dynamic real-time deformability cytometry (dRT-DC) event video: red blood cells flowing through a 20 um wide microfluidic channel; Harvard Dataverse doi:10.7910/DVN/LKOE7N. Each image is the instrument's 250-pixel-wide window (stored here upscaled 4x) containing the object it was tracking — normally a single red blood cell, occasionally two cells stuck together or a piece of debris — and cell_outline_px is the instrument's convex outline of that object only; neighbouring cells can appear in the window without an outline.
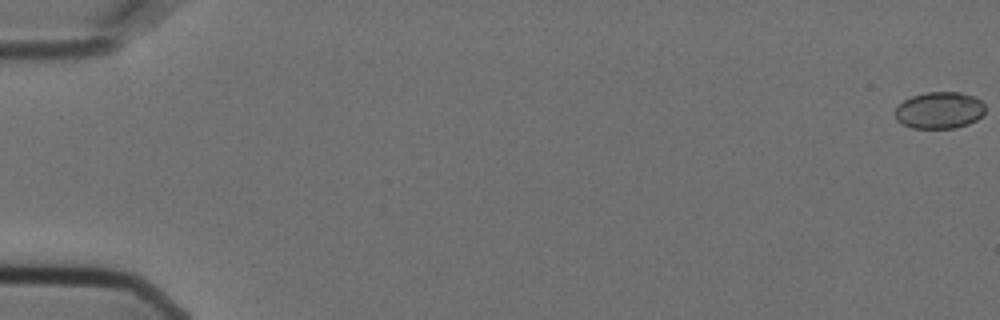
{"species": "Egyptian fruit bat (a non-hibernating species)", "species_latin": "Rousettus aegyptiacus", "temperature_condition": "cold", "stored_images_in_passage": 58, "camera_frame_rate_fps": 3000, "um_per_image_px": 0.085, "animal": {"sex": "female"}, "frame": {"image": 1, "passage_image": 1, "time_ms": 0.0, "image_size_px": [1000, 320], "cell_outline_px": [[984, 112], [976, 120], [968, 124], [956, 128], [912, 128], [896, 120], [896, 108], [904, 100], [912, 96], [928, 92], [960, 92], [972, 96], [980, 100], [984, 104]], "centroid_in_image_um": [79.85, 9.38], "position_along_channel_um": 5.1, "area_um2": 19.13}}
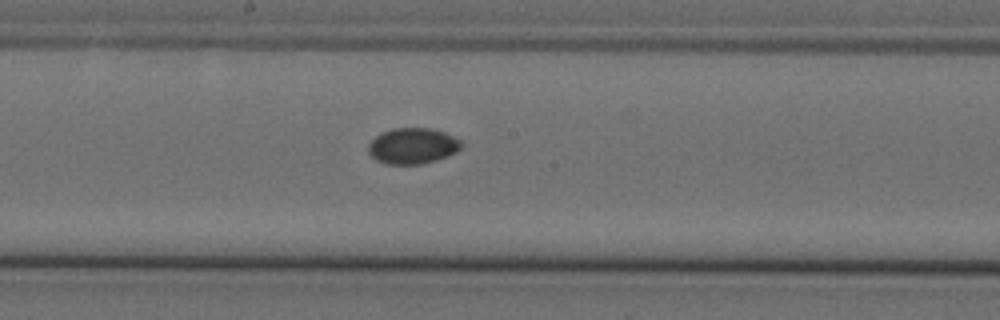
{"frame": {"image": 2, "passage_image": 32, "time_ms": 10.333, "image_size_px": [1000, 320], "cell_outline_px": [[464, 144], [456, 152], [448, 156], [436, 160], [420, 164], [384, 164], [376, 160], [368, 152], [368, 144], [380, 132], [392, 128], [432, 128], [444, 132], [460, 140]], "centroid_in_image_um": [35.06, 12.4], "position_along_channel_um": 213.1, "area_um2": 19.59}}
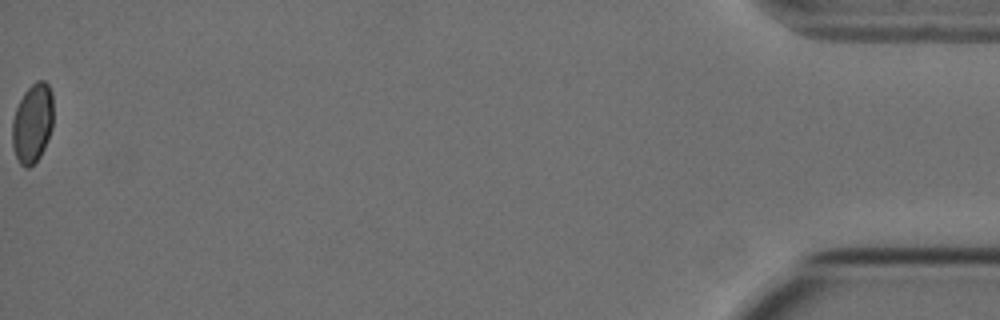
{"frame": {"image": 3, "passage_image": 58, "time_ms": 19.0, "image_size_px": [1000, 320], "cell_outline_px": [[52, 128], [44, 148], [40, 156], [28, 168], [24, 168], [20, 164], [16, 156], [12, 144], [12, 120], [16, 108], [24, 92], [36, 80], [44, 80], [48, 84], [52, 92]], "centroid_in_image_um": [2.75, 10.46], "position_along_channel_um": 432.4, "area_um2": 18.96}, "authors_computed_cell_mechanics": {"area_um2": 19.3919, "velocity_mm_per_s": 3.6229, "shape_relaxation_time_tau1_ms": null, "shape_relaxation_time_tau2_ms": 6.958, "deformation_change_tau1": null, "deformation_change_tau2": 0.0302}}